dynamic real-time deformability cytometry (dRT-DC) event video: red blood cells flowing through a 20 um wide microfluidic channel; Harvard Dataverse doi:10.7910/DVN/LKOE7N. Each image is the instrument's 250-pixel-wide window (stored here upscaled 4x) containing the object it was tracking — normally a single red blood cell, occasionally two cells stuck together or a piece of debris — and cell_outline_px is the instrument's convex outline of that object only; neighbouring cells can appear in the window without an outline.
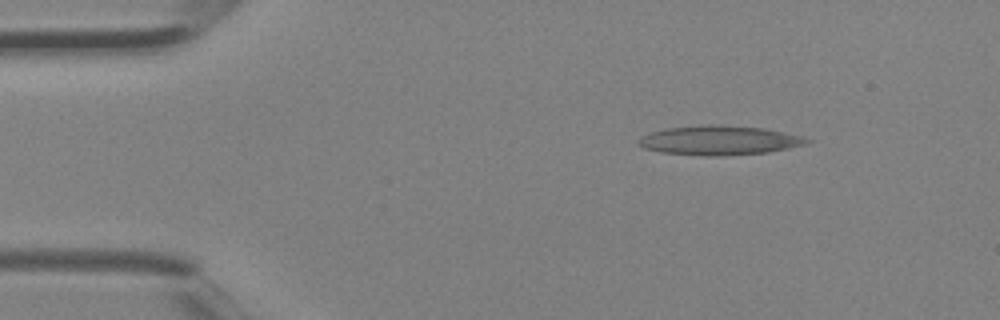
{"species": "Egyptian fruit bat (a non-hibernating species)", "species_latin": "Rousettus aegyptiacus", "temperature_condition": "room temperature", "stored_images_in_passage": 4, "camera_frame_rate_fps": 3000, "um_per_image_px": 0.085, "animal": {"sex": "female"}, "frame": {"image": 1, "passage_image": 2, "time_ms": 0.333, "image_size_px": [1000, 320], "cell_outline_px": [[812, 140], [808, 144], [768, 152], [716, 156], [712, 156], [660, 152], [644, 148], [636, 140], [640, 136], [664, 128], [700, 124], [716, 124], [764, 128], [784, 132], [800, 136]], "centroid_in_image_um": [61.12, 11.91], "position_along_channel_um": 23.9, "area_um2": 28.84}}
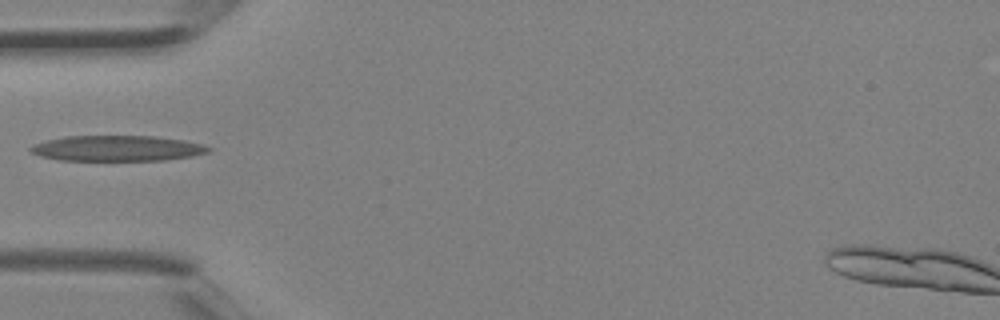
{"frame": {"image": 2, "passage_image": 4, "time_ms": 1.0, "image_size_px": [1000, 320], "cell_outline_px": [[212, 148], [208, 152], [192, 156], [164, 160], [60, 160], [40, 156], [32, 152], [28, 148], [32, 144], [64, 136], [156, 136], [184, 140], [204, 144]], "centroid_in_image_um": [9.97, 12.6], "position_along_channel_um": 75.0, "area_um2": 26.53}}